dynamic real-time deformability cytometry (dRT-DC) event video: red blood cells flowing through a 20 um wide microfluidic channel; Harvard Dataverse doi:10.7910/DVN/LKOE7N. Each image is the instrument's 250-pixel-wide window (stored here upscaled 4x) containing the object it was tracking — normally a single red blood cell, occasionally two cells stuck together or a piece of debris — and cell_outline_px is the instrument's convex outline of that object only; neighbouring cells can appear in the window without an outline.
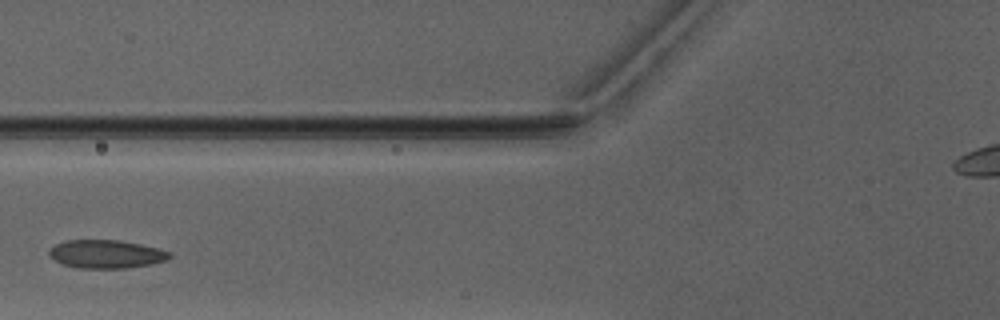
{"species": "Egyptian fruit bat (a non-hibernating species)", "species_latin": "Rousettus aegyptiacus", "temperature_condition": "warm", "stored_images_in_passage": 4, "camera_frame_rate_fps": 3000, "um_per_image_px": 0.085, "animal": {"sex": "male"}, "frame": {"image": 1, "passage_image": 4, "time_ms": 4.0, "image_size_px": [1000, 320], "cell_outline_px": [[172, 256], [168, 260], [152, 264], [128, 268], [80, 268], [64, 264], [48, 256], [48, 252], [56, 244], [64, 240], [120, 240], [160, 248], [172, 252]], "centroid_in_image_um": [9.09, 21.59], "position_along_channel_um": 116.7, "area_um2": 20.0}}